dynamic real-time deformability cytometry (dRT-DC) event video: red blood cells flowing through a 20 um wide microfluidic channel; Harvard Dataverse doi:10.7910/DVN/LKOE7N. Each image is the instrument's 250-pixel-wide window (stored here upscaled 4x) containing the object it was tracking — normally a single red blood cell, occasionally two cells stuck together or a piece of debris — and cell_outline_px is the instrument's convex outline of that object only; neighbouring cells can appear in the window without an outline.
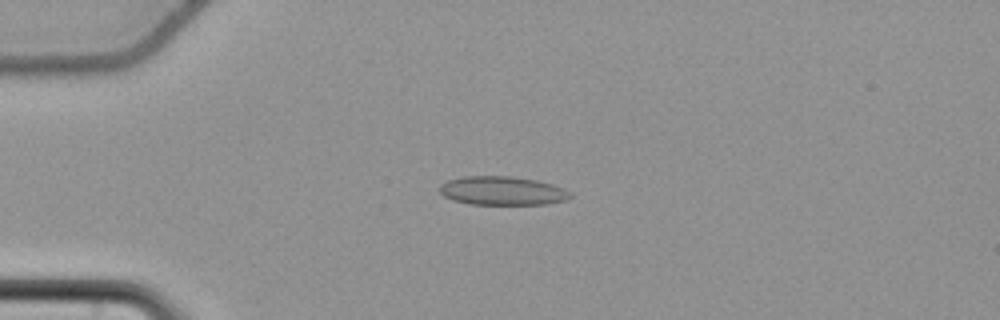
{"species": "common noctule bat (a hibernating species)", "species_latin": "Nyctalus noctula", "temperature_condition": "cold", "stored_images_in_passage": 56, "camera_frame_rate_fps": 3000, "um_per_image_px": 0.085, "animal": {"sex": "female", "body_mass_g": 22.7, "forearm_length_mm": 54.2}, "frame": {"image": 1, "passage_image": 14, "time_ms": 4.333, "image_size_px": [1000, 320], "cell_outline_px": [[572, 196], [568, 200], [548, 204], [468, 204], [452, 200], [444, 196], [440, 192], [440, 184], [448, 180], [464, 176], [512, 176], [536, 180], [552, 184], [564, 188], [572, 192]], "centroid_in_image_um": [42.73, 16.22], "position_along_channel_um": 42.3, "area_um2": 22.08}}
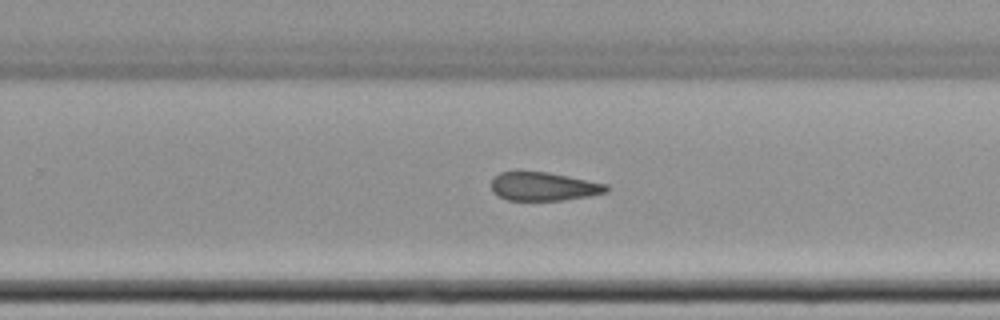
{"frame": {"image": 2, "passage_image": 36, "time_ms": 11.667, "image_size_px": [1000, 320], "cell_outline_px": [[612, 188], [608, 192], [592, 196], [564, 200], [508, 200], [492, 192], [492, 180], [500, 172], [516, 168], [548, 172], [608, 184]], "centroid_in_image_um": [46.22, 15.81], "position_along_channel_um": 283.6, "area_um2": 19.88}}
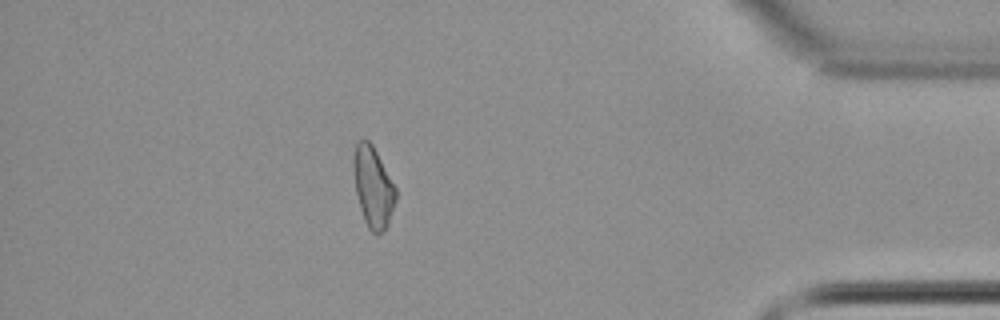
{"frame": {"image": 3, "passage_image": 49, "time_ms": 16.0, "image_size_px": [1000, 320], "cell_outline_px": [[396, 200], [388, 224], [384, 232], [376, 236], [368, 228], [364, 220], [360, 208], [356, 192], [352, 164], [352, 160], [356, 140], [368, 140], [372, 144], [396, 188]], "centroid_in_image_um": [31.7, 15.91], "position_along_channel_um": 403.5, "area_um2": 20.0}}